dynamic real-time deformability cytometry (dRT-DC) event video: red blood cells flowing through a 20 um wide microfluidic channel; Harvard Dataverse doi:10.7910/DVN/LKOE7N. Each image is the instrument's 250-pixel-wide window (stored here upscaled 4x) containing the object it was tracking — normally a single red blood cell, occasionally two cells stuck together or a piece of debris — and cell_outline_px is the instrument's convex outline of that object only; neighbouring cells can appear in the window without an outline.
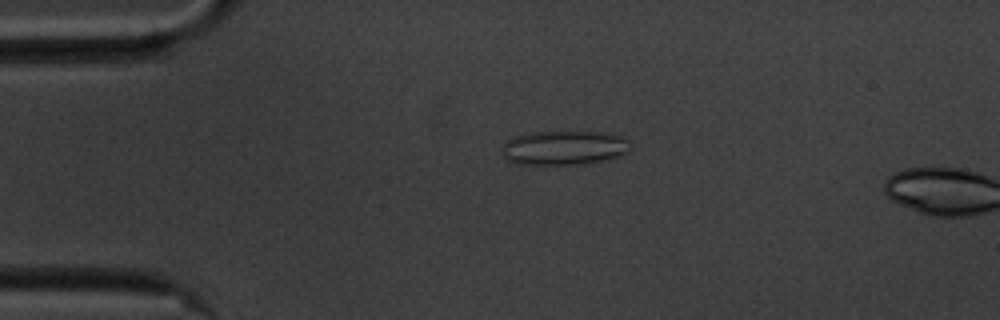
{"species": "common noctule bat (a hibernating species)", "species_latin": "Nyctalus noctula", "temperature_condition": "cold", "stored_images_in_passage": 14, "camera_frame_rate_fps": 3000, "um_per_image_px": 0.085, "animal": {"sex": "male", "body_mass_g": 20.1, "forearm_length_mm": 53.5}, "frame": {"image": 1, "passage_image": 12, "time_ms": 3.667, "image_size_px": [1000, 320], "cell_outline_px": [[628, 152], [604, 160], [584, 164], [516, 164], [508, 160], [504, 156], [504, 144], [508, 140], [516, 136], [536, 132], [596, 132], [620, 136], [628, 140]], "centroid_in_image_um": [47.93, 12.57], "position_along_channel_um": 37.1, "area_um2": 25.09}}